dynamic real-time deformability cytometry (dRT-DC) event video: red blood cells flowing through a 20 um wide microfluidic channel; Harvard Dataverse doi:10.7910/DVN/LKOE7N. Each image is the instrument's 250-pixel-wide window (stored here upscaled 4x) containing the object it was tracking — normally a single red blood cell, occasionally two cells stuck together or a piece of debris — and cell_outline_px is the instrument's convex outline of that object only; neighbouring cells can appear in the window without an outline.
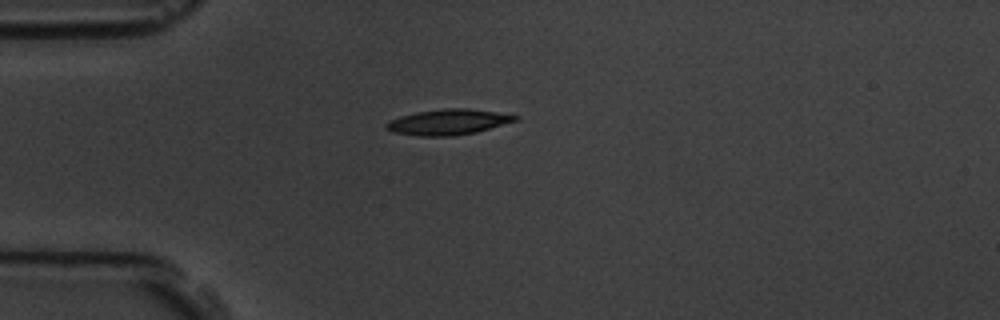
{"species": "common noctule bat (a hibernating species)", "species_latin": "Nyctalus noctula", "temperature_condition": "room temperature", "stored_images_in_passage": 6, "camera_frame_rate_fps": 3000, "um_per_image_px": 0.085, "animal": {"sex": "male", "body_mass_g": 19.5, "forearm_length_mm": 54.6}, "frame": {"image": 1, "passage_image": 1, "time_ms": 0.0, "image_size_px": [1000, 320], "cell_outline_px": [[520, 116], [516, 120], [476, 132], [452, 136], [420, 136], [392, 132], [384, 128], [384, 124], [400, 116], [416, 112], [444, 108], [468, 108], [496, 112]], "centroid_in_image_um": [38.05, 10.37], "position_along_channel_um": 47.0, "area_um2": 19.07}}
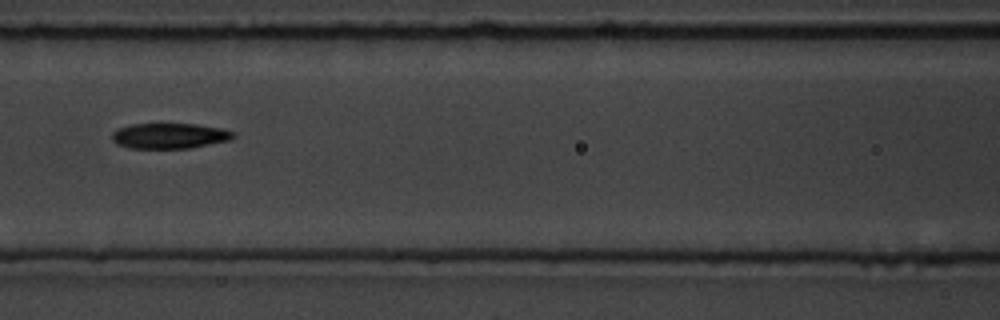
{"frame": {"image": 2, "passage_image": 4, "time_ms": 3.333, "image_size_px": [1000, 320], "cell_outline_px": [[236, 136], [232, 140], [192, 148], [128, 148], [116, 144], [112, 140], [112, 132], [116, 128], [132, 124], [196, 124], [224, 128], [236, 132]], "centroid_in_image_um": [14.45, 11.55], "position_along_channel_um": 152.1, "area_um2": 18.38}}
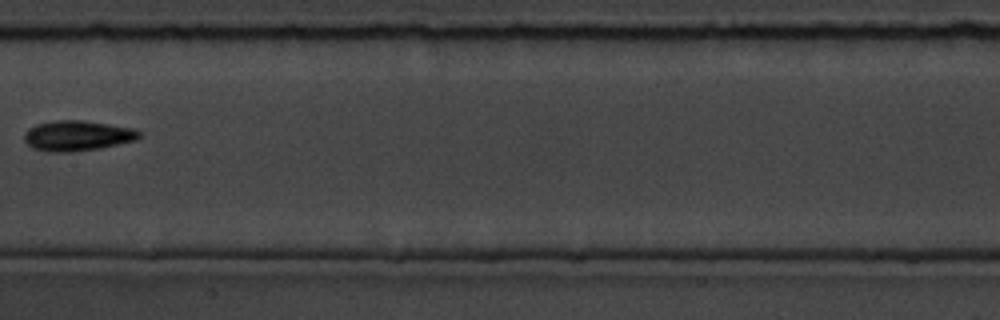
{"frame": {"image": 3, "passage_image": 5, "time_ms": 4.667, "image_size_px": [1000, 320], "cell_outline_px": [[140, 136], [136, 140], [100, 148], [72, 152], [48, 152], [32, 148], [24, 140], [24, 132], [28, 128], [36, 124], [56, 120], [84, 120], [132, 128], [140, 132]], "centroid_in_image_um": [6.53, 11.54], "position_along_channel_um": 200.9, "area_um2": 20.35}}